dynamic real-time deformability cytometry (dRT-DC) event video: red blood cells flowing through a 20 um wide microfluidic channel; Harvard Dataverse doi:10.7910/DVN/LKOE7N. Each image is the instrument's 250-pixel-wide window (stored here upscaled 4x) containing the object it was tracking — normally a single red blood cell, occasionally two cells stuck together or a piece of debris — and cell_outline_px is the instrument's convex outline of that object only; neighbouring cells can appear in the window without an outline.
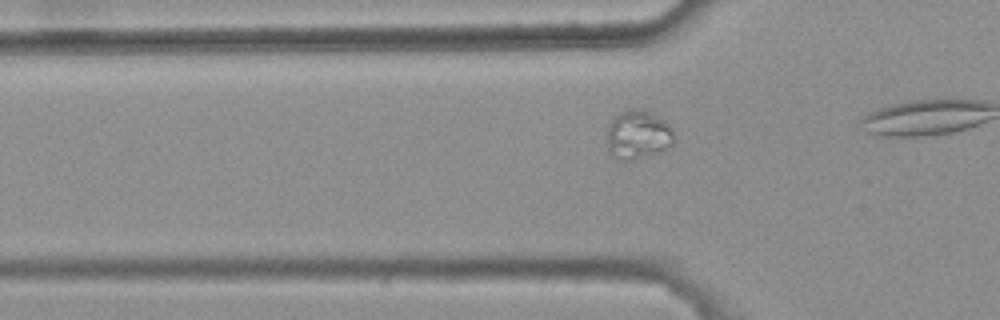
{"species": "common noctule bat (a hibernating species)", "species_latin": "Nyctalus noctula", "temperature_condition": "warm", "stored_images_in_passage": 7, "camera_frame_rate_fps": 3000, "um_per_image_px": 0.085, "animal": {"sex": "female", "body_mass_g": 25.1}, "frame": {"image": 1, "passage_image": 5, "time_ms": 1.333, "image_size_px": [1000, 320], "cell_outline_px": [[672, 144], [656, 152], [628, 160], [624, 160], [612, 156], [608, 152], [608, 124], [616, 112], [628, 108], [640, 108], [652, 112], [664, 120], [668, 124], [672, 132]], "centroid_in_image_um": [54.16, 11.38], "position_along_channel_um": 71.6, "area_um2": 18.9}}